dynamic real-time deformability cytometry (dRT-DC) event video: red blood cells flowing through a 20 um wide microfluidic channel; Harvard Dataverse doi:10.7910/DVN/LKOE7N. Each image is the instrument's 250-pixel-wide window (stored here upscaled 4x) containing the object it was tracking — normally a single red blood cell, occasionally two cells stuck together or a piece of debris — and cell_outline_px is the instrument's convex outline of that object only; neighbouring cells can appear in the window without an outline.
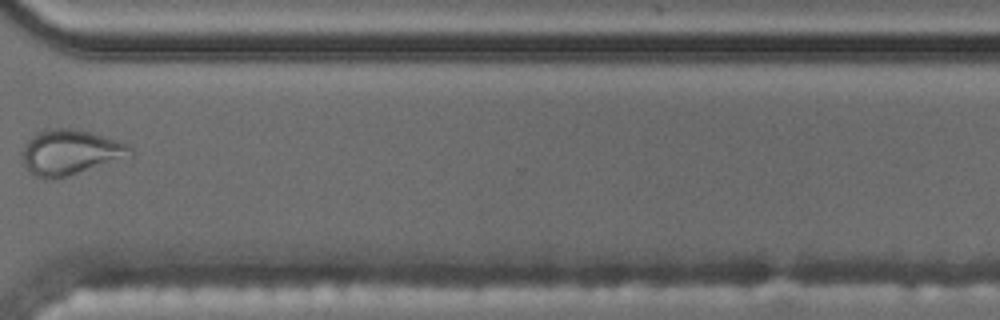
{"species": "common noctule bat (a hibernating species)", "species_latin": "Nyctalus noctula", "temperature_condition": "cold", "stored_images_in_passage": 13, "camera_frame_rate_fps": 3000, "um_per_image_px": 0.085, "animal": {"sex": "male", "body_mass_g": 17.5, "forearm_length_mm": 52.3}, "frame": {"image": 1, "passage_image": 10, "time_ms": 3.0, "image_size_px": [1000, 320], "cell_outline_px": [[132, 156], [68, 176], [52, 180], [44, 180], [28, 172], [24, 164], [20, 152], [24, 144], [36, 132], [44, 128], [68, 128], [92, 132], [120, 140], [132, 148]], "centroid_in_image_um": [5.94, 12.94], "position_along_channel_um": 364.7, "area_um2": 29.02}}